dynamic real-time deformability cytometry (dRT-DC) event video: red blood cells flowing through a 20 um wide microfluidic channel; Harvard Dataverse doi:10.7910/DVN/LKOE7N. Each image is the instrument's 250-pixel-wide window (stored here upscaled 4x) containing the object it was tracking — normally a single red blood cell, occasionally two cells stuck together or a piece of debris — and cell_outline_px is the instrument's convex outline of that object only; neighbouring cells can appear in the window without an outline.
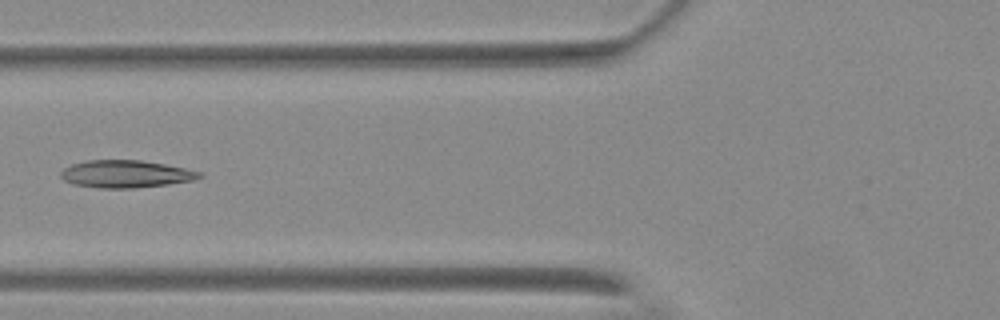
{"species": "Egyptian fruit bat (a non-hibernating species)", "species_latin": "Rousettus aegyptiacus", "temperature_condition": "warm", "stored_images_in_passage": 5, "camera_frame_rate_fps": 3000, "um_per_image_px": 0.085, "animal": {"sex": "female"}, "frame": {"image": 1, "passage_image": 5, "time_ms": 5.0, "image_size_px": [1000, 320], "cell_outline_px": [[204, 176], [192, 180], [168, 184], [132, 188], [100, 188], [72, 184], [64, 180], [60, 176], [60, 172], [64, 168], [72, 164], [88, 160], [140, 160], [164, 164], [184, 168], [200, 172]], "centroid_in_image_um": [10.65, 14.79], "position_along_channel_um": 115.1, "area_um2": 22.02}}